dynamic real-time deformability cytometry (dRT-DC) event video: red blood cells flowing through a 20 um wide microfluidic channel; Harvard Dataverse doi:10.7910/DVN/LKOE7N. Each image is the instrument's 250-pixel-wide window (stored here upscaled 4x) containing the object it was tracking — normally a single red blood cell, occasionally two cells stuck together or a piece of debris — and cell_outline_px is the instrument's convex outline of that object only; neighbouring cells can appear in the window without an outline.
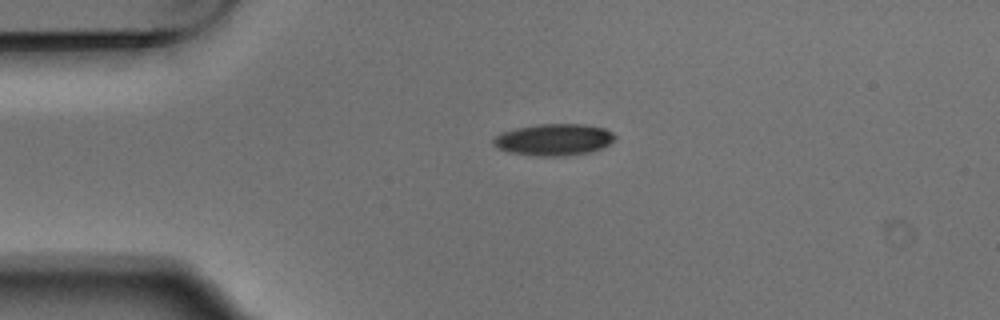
{"species": "Egyptian fruit bat (a non-hibernating species)", "species_latin": "Rousettus aegyptiacus", "temperature_condition": "warm", "stored_images_in_passage": 2, "camera_frame_rate_fps": 3000, "um_per_image_px": 0.085, "animal": {"sex": "male"}, "frame": {"image": 1, "passage_image": 1, "time_ms": 0.0, "image_size_px": [1000, 320], "cell_outline_px": [[616, 140], [592, 152], [564, 156], [536, 156], [508, 152], [492, 144], [492, 140], [496, 136], [504, 132], [516, 128], [540, 124], [584, 124], [604, 128], [612, 132], [616, 136]], "centroid_in_image_um": [47.11, 11.87], "position_along_channel_um": 37.9, "area_um2": 22.43}}